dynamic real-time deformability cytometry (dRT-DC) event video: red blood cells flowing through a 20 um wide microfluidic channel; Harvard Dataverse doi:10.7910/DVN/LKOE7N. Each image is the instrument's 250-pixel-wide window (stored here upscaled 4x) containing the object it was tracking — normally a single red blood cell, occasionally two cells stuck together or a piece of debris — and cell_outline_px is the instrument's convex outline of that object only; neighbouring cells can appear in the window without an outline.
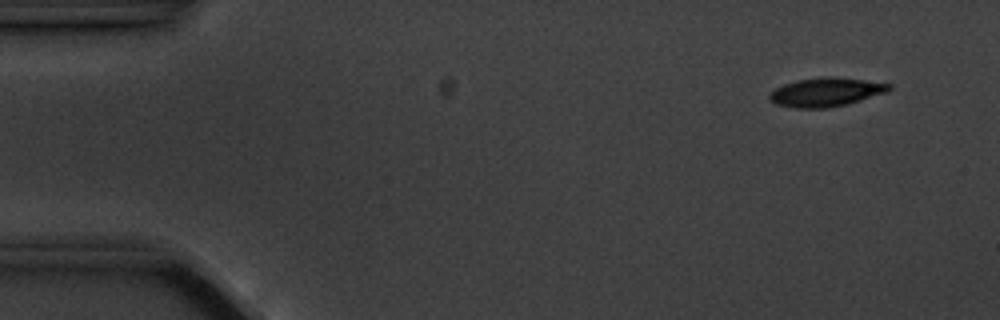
{"species": "common noctule bat (a hibernating species)", "species_latin": "Nyctalus noctula", "temperature_condition": "cold", "stored_images_in_passage": 4, "camera_frame_rate_fps": 3000, "um_per_image_px": 0.085, "animal": {"sex": "male", "body_mass_g": 20.1, "forearm_length_mm": 53.5}, "frame": {"image": 1, "passage_image": 1, "time_ms": 0.0, "image_size_px": [1000, 320], "cell_outline_px": [[892, 88], [888, 92], [848, 104], [828, 108], [796, 108], [776, 104], [768, 96], [776, 88], [784, 84], [800, 80], [828, 76], [832, 76], [864, 80], [892, 84]], "centroid_in_image_um": [70.26, 7.83], "position_along_channel_um": 14.7, "area_um2": 19.94}}